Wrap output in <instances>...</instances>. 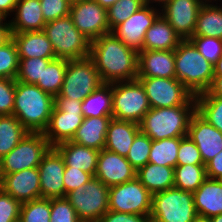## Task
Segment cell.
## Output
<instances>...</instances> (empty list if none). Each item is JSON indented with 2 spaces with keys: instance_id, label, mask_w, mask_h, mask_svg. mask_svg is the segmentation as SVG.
<instances>
[{
  "instance_id": "1",
  "label": "cell",
  "mask_w": 222,
  "mask_h": 222,
  "mask_svg": "<svg viewBox=\"0 0 222 222\" xmlns=\"http://www.w3.org/2000/svg\"><path fill=\"white\" fill-rule=\"evenodd\" d=\"M89 57L95 63L104 83L138 78V52L125 46L112 32L90 43Z\"/></svg>"
},
{
  "instance_id": "2",
  "label": "cell",
  "mask_w": 222,
  "mask_h": 222,
  "mask_svg": "<svg viewBox=\"0 0 222 222\" xmlns=\"http://www.w3.org/2000/svg\"><path fill=\"white\" fill-rule=\"evenodd\" d=\"M54 108V97L36 84L15 80L13 115L31 133H43Z\"/></svg>"
},
{
  "instance_id": "3",
  "label": "cell",
  "mask_w": 222,
  "mask_h": 222,
  "mask_svg": "<svg viewBox=\"0 0 222 222\" xmlns=\"http://www.w3.org/2000/svg\"><path fill=\"white\" fill-rule=\"evenodd\" d=\"M196 112V97L193 95L184 105L151 108L143 117L140 131L152 140L185 137L191 116Z\"/></svg>"
},
{
  "instance_id": "4",
  "label": "cell",
  "mask_w": 222,
  "mask_h": 222,
  "mask_svg": "<svg viewBox=\"0 0 222 222\" xmlns=\"http://www.w3.org/2000/svg\"><path fill=\"white\" fill-rule=\"evenodd\" d=\"M175 72L176 79L197 96L209 89L214 77V65L186 39L175 49Z\"/></svg>"
},
{
  "instance_id": "5",
  "label": "cell",
  "mask_w": 222,
  "mask_h": 222,
  "mask_svg": "<svg viewBox=\"0 0 222 222\" xmlns=\"http://www.w3.org/2000/svg\"><path fill=\"white\" fill-rule=\"evenodd\" d=\"M43 32L51 42L56 58L89 57L91 42L75 27L70 15L47 22Z\"/></svg>"
},
{
  "instance_id": "6",
  "label": "cell",
  "mask_w": 222,
  "mask_h": 222,
  "mask_svg": "<svg viewBox=\"0 0 222 222\" xmlns=\"http://www.w3.org/2000/svg\"><path fill=\"white\" fill-rule=\"evenodd\" d=\"M150 109L138 79L112 83V118L140 124Z\"/></svg>"
},
{
  "instance_id": "7",
  "label": "cell",
  "mask_w": 222,
  "mask_h": 222,
  "mask_svg": "<svg viewBox=\"0 0 222 222\" xmlns=\"http://www.w3.org/2000/svg\"><path fill=\"white\" fill-rule=\"evenodd\" d=\"M82 101L62 97H54V108L49 124L43 132L52 147L57 144L71 141L78 127L83 122Z\"/></svg>"
},
{
  "instance_id": "8",
  "label": "cell",
  "mask_w": 222,
  "mask_h": 222,
  "mask_svg": "<svg viewBox=\"0 0 222 222\" xmlns=\"http://www.w3.org/2000/svg\"><path fill=\"white\" fill-rule=\"evenodd\" d=\"M197 215L192 192L172 187L152 195L149 218L156 222H193Z\"/></svg>"
},
{
  "instance_id": "9",
  "label": "cell",
  "mask_w": 222,
  "mask_h": 222,
  "mask_svg": "<svg viewBox=\"0 0 222 222\" xmlns=\"http://www.w3.org/2000/svg\"><path fill=\"white\" fill-rule=\"evenodd\" d=\"M82 222H98L109 210V187L92 177L65 197Z\"/></svg>"
},
{
  "instance_id": "10",
  "label": "cell",
  "mask_w": 222,
  "mask_h": 222,
  "mask_svg": "<svg viewBox=\"0 0 222 222\" xmlns=\"http://www.w3.org/2000/svg\"><path fill=\"white\" fill-rule=\"evenodd\" d=\"M102 84L104 82L90 57L67 60L64 81L59 95L83 101Z\"/></svg>"
},
{
  "instance_id": "11",
  "label": "cell",
  "mask_w": 222,
  "mask_h": 222,
  "mask_svg": "<svg viewBox=\"0 0 222 222\" xmlns=\"http://www.w3.org/2000/svg\"><path fill=\"white\" fill-rule=\"evenodd\" d=\"M51 147L43 133L28 132L17 146L1 158L2 174L38 167Z\"/></svg>"
},
{
  "instance_id": "12",
  "label": "cell",
  "mask_w": 222,
  "mask_h": 222,
  "mask_svg": "<svg viewBox=\"0 0 222 222\" xmlns=\"http://www.w3.org/2000/svg\"><path fill=\"white\" fill-rule=\"evenodd\" d=\"M152 194L136 177L109 187V210L150 217Z\"/></svg>"
},
{
  "instance_id": "13",
  "label": "cell",
  "mask_w": 222,
  "mask_h": 222,
  "mask_svg": "<svg viewBox=\"0 0 222 222\" xmlns=\"http://www.w3.org/2000/svg\"><path fill=\"white\" fill-rule=\"evenodd\" d=\"M151 108L184 105L193 94L176 78L138 77Z\"/></svg>"
},
{
  "instance_id": "14",
  "label": "cell",
  "mask_w": 222,
  "mask_h": 222,
  "mask_svg": "<svg viewBox=\"0 0 222 222\" xmlns=\"http://www.w3.org/2000/svg\"><path fill=\"white\" fill-rule=\"evenodd\" d=\"M70 17L75 27L90 41L110 33L107 9L95 0H83L71 5Z\"/></svg>"
},
{
  "instance_id": "15",
  "label": "cell",
  "mask_w": 222,
  "mask_h": 222,
  "mask_svg": "<svg viewBox=\"0 0 222 222\" xmlns=\"http://www.w3.org/2000/svg\"><path fill=\"white\" fill-rule=\"evenodd\" d=\"M160 14V8L144 5L130 18L117 25L111 32L125 46L137 52L142 51L145 33Z\"/></svg>"
},
{
  "instance_id": "16",
  "label": "cell",
  "mask_w": 222,
  "mask_h": 222,
  "mask_svg": "<svg viewBox=\"0 0 222 222\" xmlns=\"http://www.w3.org/2000/svg\"><path fill=\"white\" fill-rule=\"evenodd\" d=\"M204 0H168L161 7V15L169 22L182 40L190 39Z\"/></svg>"
},
{
  "instance_id": "17",
  "label": "cell",
  "mask_w": 222,
  "mask_h": 222,
  "mask_svg": "<svg viewBox=\"0 0 222 222\" xmlns=\"http://www.w3.org/2000/svg\"><path fill=\"white\" fill-rule=\"evenodd\" d=\"M41 198H64L65 162L55 147H51L38 166Z\"/></svg>"
},
{
  "instance_id": "18",
  "label": "cell",
  "mask_w": 222,
  "mask_h": 222,
  "mask_svg": "<svg viewBox=\"0 0 222 222\" xmlns=\"http://www.w3.org/2000/svg\"><path fill=\"white\" fill-rule=\"evenodd\" d=\"M94 177L98 178L107 187H112L135 179L137 171L126 157L107 149H102L98 154Z\"/></svg>"
},
{
  "instance_id": "19",
  "label": "cell",
  "mask_w": 222,
  "mask_h": 222,
  "mask_svg": "<svg viewBox=\"0 0 222 222\" xmlns=\"http://www.w3.org/2000/svg\"><path fill=\"white\" fill-rule=\"evenodd\" d=\"M187 136L196 144L204 165L222 151V132L197 112L191 116Z\"/></svg>"
},
{
  "instance_id": "20",
  "label": "cell",
  "mask_w": 222,
  "mask_h": 222,
  "mask_svg": "<svg viewBox=\"0 0 222 222\" xmlns=\"http://www.w3.org/2000/svg\"><path fill=\"white\" fill-rule=\"evenodd\" d=\"M0 188L21 203L41 198L38 167L3 175Z\"/></svg>"
},
{
  "instance_id": "21",
  "label": "cell",
  "mask_w": 222,
  "mask_h": 222,
  "mask_svg": "<svg viewBox=\"0 0 222 222\" xmlns=\"http://www.w3.org/2000/svg\"><path fill=\"white\" fill-rule=\"evenodd\" d=\"M138 77L176 78L175 50L139 51Z\"/></svg>"
},
{
  "instance_id": "22",
  "label": "cell",
  "mask_w": 222,
  "mask_h": 222,
  "mask_svg": "<svg viewBox=\"0 0 222 222\" xmlns=\"http://www.w3.org/2000/svg\"><path fill=\"white\" fill-rule=\"evenodd\" d=\"M19 58L55 59L51 42L43 31L11 33Z\"/></svg>"
},
{
  "instance_id": "23",
  "label": "cell",
  "mask_w": 222,
  "mask_h": 222,
  "mask_svg": "<svg viewBox=\"0 0 222 222\" xmlns=\"http://www.w3.org/2000/svg\"><path fill=\"white\" fill-rule=\"evenodd\" d=\"M10 18L11 33L43 31L46 25L40 0H18L14 13Z\"/></svg>"
},
{
  "instance_id": "24",
  "label": "cell",
  "mask_w": 222,
  "mask_h": 222,
  "mask_svg": "<svg viewBox=\"0 0 222 222\" xmlns=\"http://www.w3.org/2000/svg\"><path fill=\"white\" fill-rule=\"evenodd\" d=\"M193 199L198 215L211 218L222 214V180L207 177L193 192Z\"/></svg>"
},
{
  "instance_id": "25",
  "label": "cell",
  "mask_w": 222,
  "mask_h": 222,
  "mask_svg": "<svg viewBox=\"0 0 222 222\" xmlns=\"http://www.w3.org/2000/svg\"><path fill=\"white\" fill-rule=\"evenodd\" d=\"M139 132V124L112 118L108 125L104 149L126 157Z\"/></svg>"
},
{
  "instance_id": "26",
  "label": "cell",
  "mask_w": 222,
  "mask_h": 222,
  "mask_svg": "<svg viewBox=\"0 0 222 222\" xmlns=\"http://www.w3.org/2000/svg\"><path fill=\"white\" fill-rule=\"evenodd\" d=\"M111 119L112 116L84 118L71 141L99 151L104 149Z\"/></svg>"
},
{
  "instance_id": "27",
  "label": "cell",
  "mask_w": 222,
  "mask_h": 222,
  "mask_svg": "<svg viewBox=\"0 0 222 222\" xmlns=\"http://www.w3.org/2000/svg\"><path fill=\"white\" fill-rule=\"evenodd\" d=\"M55 148L62 155L65 167L80 169L90 173L94 177L99 150L78 145L72 141L59 143Z\"/></svg>"
},
{
  "instance_id": "28",
  "label": "cell",
  "mask_w": 222,
  "mask_h": 222,
  "mask_svg": "<svg viewBox=\"0 0 222 222\" xmlns=\"http://www.w3.org/2000/svg\"><path fill=\"white\" fill-rule=\"evenodd\" d=\"M182 38L160 14L145 33L143 50H175Z\"/></svg>"
},
{
  "instance_id": "29",
  "label": "cell",
  "mask_w": 222,
  "mask_h": 222,
  "mask_svg": "<svg viewBox=\"0 0 222 222\" xmlns=\"http://www.w3.org/2000/svg\"><path fill=\"white\" fill-rule=\"evenodd\" d=\"M193 36L214 37L222 40V4L220 2H204L197 16Z\"/></svg>"
},
{
  "instance_id": "30",
  "label": "cell",
  "mask_w": 222,
  "mask_h": 222,
  "mask_svg": "<svg viewBox=\"0 0 222 222\" xmlns=\"http://www.w3.org/2000/svg\"><path fill=\"white\" fill-rule=\"evenodd\" d=\"M137 178L154 195L174 187V168L147 163L137 171Z\"/></svg>"
},
{
  "instance_id": "31",
  "label": "cell",
  "mask_w": 222,
  "mask_h": 222,
  "mask_svg": "<svg viewBox=\"0 0 222 222\" xmlns=\"http://www.w3.org/2000/svg\"><path fill=\"white\" fill-rule=\"evenodd\" d=\"M83 117L112 116V83H104L87 96L81 105Z\"/></svg>"
},
{
  "instance_id": "32",
  "label": "cell",
  "mask_w": 222,
  "mask_h": 222,
  "mask_svg": "<svg viewBox=\"0 0 222 222\" xmlns=\"http://www.w3.org/2000/svg\"><path fill=\"white\" fill-rule=\"evenodd\" d=\"M28 133L13 115H0V158L7 155Z\"/></svg>"
},
{
  "instance_id": "33",
  "label": "cell",
  "mask_w": 222,
  "mask_h": 222,
  "mask_svg": "<svg viewBox=\"0 0 222 222\" xmlns=\"http://www.w3.org/2000/svg\"><path fill=\"white\" fill-rule=\"evenodd\" d=\"M207 178L206 165L187 164L174 167V187L183 191L195 192Z\"/></svg>"
},
{
  "instance_id": "34",
  "label": "cell",
  "mask_w": 222,
  "mask_h": 222,
  "mask_svg": "<svg viewBox=\"0 0 222 222\" xmlns=\"http://www.w3.org/2000/svg\"><path fill=\"white\" fill-rule=\"evenodd\" d=\"M183 137L165 138L152 140L148 163L156 165L175 167L180 140Z\"/></svg>"
},
{
  "instance_id": "35",
  "label": "cell",
  "mask_w": 222,
  "mask_h": 222,
  "mask_svg": "<svg viewBox=\"0 0 222 222\" xmlns=\"http://www.w3.org/2000/svg\"><path fill=\"white\" fill-rule=\"evenodd\" d=\"M66 66V59L55 58L51 60L43 70L42 81H38L36 85L55 97L63 85Z\"/></svg>"
},
{
  "instance_id": "36",
  "label": "cell",
  "mask_w": 222,
  "mask_h": 222,
  "mask_svg": "<svg viewBox=\"0 0 222 222\" xmlns=\"http://www.w3.org/2000/svg\"><path fill=\"white\" fill-rule=\"evenodd\" d=\"M196 112L208 123L222 132V98L215 96H195Z\"/></svg>"
},
{
  "instance_id": "37",
  "label": "cell",
  "mask_w": 222,
  "mask_h": 222,
  "mask_svg": "<svg viewBox=\"0 0 222 222\" xmlns=\"http://www.w3.org/2000/svg\"><path fill=\"white\" fill-rule=\"evenodd\" d=\"M51 199L39 198L22 203L21 222H50Z\"/></svg>"
},
{
  "instance_id": "38",
  "label": "cell",
  "mask_w": 222,
  "mask_h": 222,
  "mask_svg": "<svg viewBox=\"0 0 222 222\" xmlns=\"http://www.w3.org/2000/svg\"><path fill=\"white\" fill-rule=\"evenodd\" d=\"M51 60L53 59L19 58V69L15 80L28 84L42 81L43 70Z\"/></svg>"
},
{
  "instance_id": "39",
  "label": "cell",
  "mask_w": 222,
  "mask_h": 222,
  "mask_svg": "<svg viewBox=\"0 0 222 222\" xmlns=\"http://www.w3.org/2000/svg\"><path fill=\"white\" fill-rule=\"evenodd\" d=\"M144 6L142 0H118L107 9L110 32Z\"/></svg>"
},
{
  "instance_id": "40",
  "label": "cell",
  "mask_w": 222,
  "mask_h": 222,
  "mask_svg": "<svg viewBox=\"0 0 222 222\" xmlns=\"http://www.w3.org/2000/svg\"><path fill=\"white\" fill-rule=\"evenodd\" d=\"M19 69L17 47L12 38L0 45V77L16 79Z\"/></svg>"
},
{
  "instance_id": "41",
  "label": "cell",
  "mask_w": 222,
  "mask_h": 222,
  "mask_svg": "<svg viewBox=\"0 0 222 222\" xmlns=\"http://www.w3.org/2000/svg\"><path fill=\"white\" fill-rule=\"evenodd\" d=\"M151 144L152 139L141 131L135 136L126 159L136 171L148 163Z\"/></svg>"
},
{
  "instance_id": "42",
  "label": "cell",
  "mask_w": 222,
  "mask_h": 222,
  "mask_svg": "<svg viewBox=\"0 0 222 222\" xmlns=\"http://www.w3.org/2000/svg\"><path fill=\"white\" fill-rule=\"evenodd\" d=\"M189 40L212 65H215L222 55L221 39L205 36H192Z\"/></svg>"
},
{
  "instance_id": "43",
  "label": "cell",
  "mask_w": 222,
  "mask_h": 222,
  "mask_svg": "<svg viewBox=\"0 0 222 222\" xmlns=\"http://www.w3.org/2000/svg\"><path fill=\"white\" fill-rule=\"evenodd\" d=\"M50 222H82L71 203L64 198H51Z\"/></svg>"
},
{
  "instance_id": "44",
  "label": "cell",
  "mask_w": 222,
  "mask_h": 222,
  "mask_svg": "<svg viewBox=\"0 0 222 222\" xmlns=\"http://www.w3.org/2000/svg\"><path fill=\"white\" fill-rule=\"evenodd\" d=\"M204 164L196 144L185 136L180 140L176 165Z\"/></svg>"
},
{
  "instance_id": "45",
  "label": "cell",
  "mask_w": 222,
  "mask_h": 222,
  "mask_svg": "<svg viewBox=\"0 0 222 222\" xmlns=\"http://www.w3.org/2000/svg\"><path fill=\"white\" fill-rule=\"evenodd\" d=\"M40 5L46 23L70 15L68 0H40Z\"/></svg>"
},
{
  "instance_id": "46",
  "label": "cell",
  "mask_w": 222,
  "mask_h": 222,
  "mask_svg": "<svg viewBox=\"0 0 222 222\" xmlns=\"http://www.w3.org/2000/svg\"><path fill=\"white\" fill-rule=\"evenodd\" d=\"M22 203L0 188V222L19 220Z\"/></svg>"
},
{
  "instance_id": "47",
  "label": "cell",
  "mask_w": 222,
  "mask_h": 222,
  "mask_svg": "<svg viewBox=\"0 0 222 222\" xmlns=\"http://www.w3.org/2000/svg\"><path fill=\"white\" fill-rule=\"evenodd\" d=\"M15 100V79L0 77V115L13 114Z\"/></svg>"
},
{
  "instance_id": "48",
  "label": "cell",
  "mask_w": 222,
  "mask_h": 222,
  "mask_svg": "<svg viewBox=\"0 0 222 222\" xmlns=\"http://www.w3.org/2000/svg\"><path fill=\"white\" fill-rule=\"evenodd\" d=\"M63 176L65 197L69 192L79 188L83 184H86L93 177L90 173L74 167H65Z\"/></svg>"
},
{
  "instance_id": "49",
  "label": "cell",
  "mask_w": 222,
  "mask_h": 222,
  "mask_svg": "<svg viewBox=\"0 0 222 222\" xmlns=\"http://www.w3.org/2000/svg\"><path fill=\"white\" fill-rule=\"evenodd\" d=\"M149 217L108 210L98 222H148Z\"/></svg>"
},
{
  "instance_id": "50",
  "label": "cell",
  "mask_w": 222,
  "mask_h": 222,
  "mask_svg": "<svg viewBox=\"0 0 222 222\" xmlns=\"http://www.w3.org/2000/svg\"><path fill=\"white\" fill-rule=\"evenodd\" d=\"M206 175L208 178L222 180V151L206 164Z\"/></svg>"
},
{
  "instance_id": "51",
  "label": "cell",
  "mask_w": 222,
  "mask_h": 222,
  "mask_svg": "<svg viewBox=\"0 0 222 222\" xmlns=\"http://www.w3.org/2000/svg\"><path fill=\"white\" fill-rule=\"evenodd\" d=\"M197 96H215L222 98V76H214L209 89Z\"/></svg>"
},
{
  "instance_id": "52",
  "label": "cell",
  "mask_w": 222,
  "mask_h": 222,
  "mask_svg": "<svg viewBox=\"0 0 222 222\" xmlns=\"http://www.w3.org/2000/svg\"><path fill=\"white\" fill-rule=\"evenodd\" d=\"M18 0H0V12L8 19L13 15Z\"/></svg>"
},
{
  "instance_id": "53",
  "label": "cell",
  "mask_w": 222,
  "mask_h": 222,
  "mask_svg": "<svg viewBox=\"0 0 222 222\" xmlns=\"http://www.w3.org/2000/svg\"><path fill=\"white\" fill-rule=\"evenodd\" d=\"M11 38L10 26H0V45L6 43Z\"/></svg>"
},
{
  "instance_id": "54",
  "label": "cell",
  "mask_w": 222,
  "mask_h": 222,
  "mask_svg": "<svg viewBox=\"0 0 222 222\" xmlns=\"http://www.w3.org/2000/svg\"><path fill=\"white\" fill-rule=\"evenodd\" d=\"M144 5L154 6L160 8L168 1V0H142Z\"/></svg>"
},
{
  "instance_id": "55",
  "label": "cell",
  "mask_w": 222,
  "mask_h": 222,
  "mask_svg": "<svg viewBox=\"0 0 222 222\" xmlns=\"http://www.w3.org/2000/svg\"><path fill=\"white\" fill-rule=\"evenodd\" d=\"M214 76H222V55L214 65Z\"/></svg>"
},
{
  "instance_id": "56",
  "label": "cell",
  "mask_w": 222,
  "mask_h": 222,
  "mask_svg": "<svg viewBox=\"0 0 222 222\" xmlns=\"http://www.w3.org/2000/svg\"><path fill=\"white\" fill-rule=\"evenodd\" d=\"M101 7L108 9L118 0H95Z\"/></svg>"
},
{
  "instance_id": "57",
  "label": "cell",
  "mask_w": 222,
  "mask_h": 222,
  "mask_svg": "<svg viewBox=\"0 0 222 222\" xmlns=\"http://www.w3.org/2000/svg\"><path fill=\"white\" fill-rule=\"evenodd\" d=\"M0 26H10L9 19L0 12Z\"/></svg>"
},
{
  "instance_id": "58",
  "label": "cell",
  "mask_w": 222,
  "mask_h": 222,
  "mask_svg": "<svg viewBox=\"0 0 222 222\" xmlns=\"http://www.w3.org/2000/svg\"><path fill=\"white\" fill-rule=\"evenodd\" d=\"M193 222H212L211 218L197 215Z\"/></svg>"
},
{
  "instance_id": "59",
  "label": "cell",
  "mask_w": 222,
  "mask_h": 222,
  "mask_svg": "<svg viewBox=\"0 0 222 222\" xmlns=\"http://www.w3.org/2000/svg\"><path fill=\"white\" fill-rule=\"evenodd\" d=\"M212 222H222V214L211 217Z\"/></svg>"
},
{
  "instance_id": "60",
  "label": "cell",
  "mask_w": 222,
  "mask_h": 222,
  "mask_svg": "<svg viewBox=\"0 0 222 222\" xmlns=\"http://www.w3.org/2000/svg\"><path fill=\"white\" fill-rule=\"evenodd\" d=\"M2 178H3V174H2V170H1V158H0V186L2 183Z\"/></svg>"
},
{
  "instance_id": "61",
  "label": "cell",
  "mask_w": 222,
  "mask_h": 222,
  "mask_svg": "<svg viewBox=\"0 0 222 222\" xmlns=\"http://www.w3.org/2000/svg\"><path fill=\"white\" fill-rule=\"evenodd\" d=\"M83 0H68V2L72 5V4H75V3H79Z\"/></svg>"
},
{
  "instance_id": "62",
  "label": "cell",
  "mask_w": 222,
  "mask_h": 222,
  "mask_svg": "<svg viewBox=\"0 0 222 222\" xmlns=\"http://www.w3.org/2000/svg\"><path fill=\"white\" fill-rule=\"evenodd\" d=\"M204 1L220 2L221 0H204Z\"/></svg>"
},
{
  "instance_id": "63",
  "label": "cell",
  "mask_w": 222,
  "mask_h": 222,
  "mask_svg": "<svg viewBox=\"0 0 222 222\" xmlns=\"http://www.w3.org/2000/svg\"><path fill=\"white\" fill-rule=\"evenodd\" d=\"M148 222H156V221H154V220H152V219H149V221Z\"/></svg>"
}]
</instances>
